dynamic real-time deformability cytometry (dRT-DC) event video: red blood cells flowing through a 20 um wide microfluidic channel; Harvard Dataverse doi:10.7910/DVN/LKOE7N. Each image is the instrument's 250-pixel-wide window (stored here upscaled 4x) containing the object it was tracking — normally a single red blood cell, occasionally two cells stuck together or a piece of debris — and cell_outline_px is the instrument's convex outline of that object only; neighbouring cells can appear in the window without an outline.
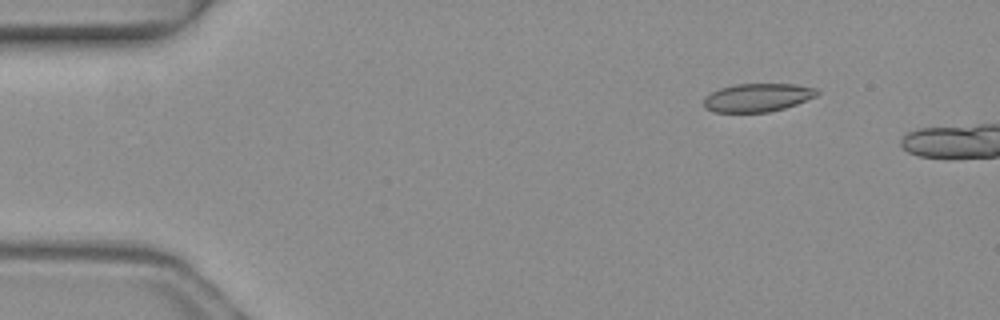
{"species": "common noctule bat (a hibernating species)", "species_latin": "Nyctalus noctula", "temperature_condition": "warm", "stored_images_in_passage": 4, "segment_of_instrument_passage": [2, 2], "camera_frame_rate_fps": 3000, "um_per_image_px": 0.085, "animal": {"sex": "female", "body_mass_g": 19.3, "forearm_length_mm": 54.1}, "frame": {"image": 1, "passage_image": 4, "time_ms": 1.0, "image_size_px": [1000, 320], "cell_outline_px": [[820, 92], [816, 96], [796, 104], [784, 108], [768, 112], [712, 112], [704, 108], [704, 96], [720, 88], [736, 84], [796, 84], [816, 88]], "centroid_in_image_um": [64.37, 8.29], "position_along_channel_um": 20.6, "area_um2": 18.73}}